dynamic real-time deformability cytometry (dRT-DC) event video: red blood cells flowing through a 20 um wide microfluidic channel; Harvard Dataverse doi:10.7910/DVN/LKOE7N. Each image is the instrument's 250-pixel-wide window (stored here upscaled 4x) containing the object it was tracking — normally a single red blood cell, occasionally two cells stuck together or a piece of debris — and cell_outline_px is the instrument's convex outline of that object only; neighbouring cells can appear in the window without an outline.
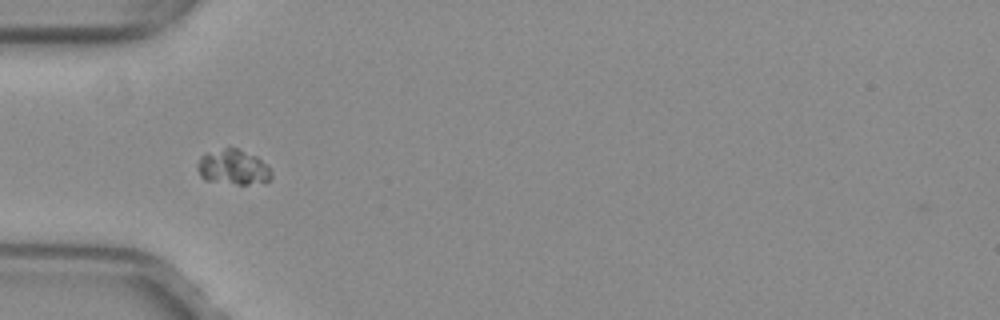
{"species": "common noctule bat (a hibernating species)", "species_latin": "Nyctalus noctula", "temperature_condition": "warm", "stored_images_in_passage": 36, "camera_frame_rate_fps": 3000, "um_per_image_px": 0.085, "animal": {"sex": "female", "body_mass_g": 29.2, "forearm_length_mm": 56.3}, "frame": {"image": 1, "passage_image": 1, "time_ms": 0.0, "image_size_px": [1000, 320], "cell_outline_px": [[272, 176], [264, 184], [236, 184], [204, 180], [200, 176], [196, 168], [196, 164], [200, 156], [224, 148], [236, 148], [256, 156], [268, 164], [272, 172]], "centroid_in_image_um": [19.83, 14.23], "position_along_channel_um": 65.2, "area_um2": 15.32}}
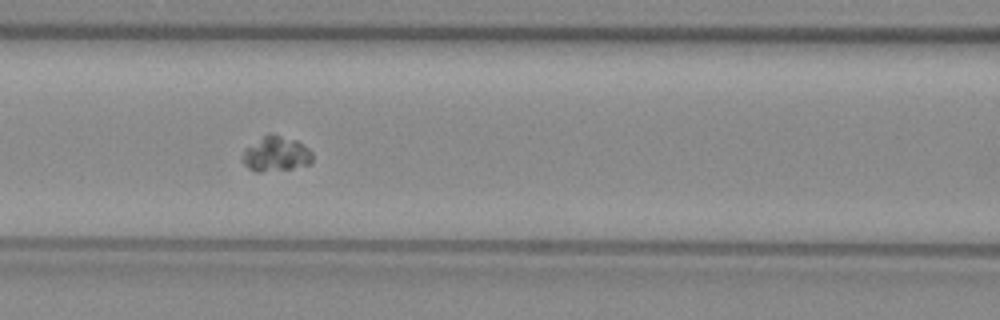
{"frame": {"image": 2, "passage_image": 7, "time_ms": 2.0, "image_size_px": [1000, 320], "cell_outline_px": [[312, 164], [292, 168], [260, 172], [256, 172], [248, 168], [244, 164], [244, 148], [264, 136], [280, 136], [296, 140], [308, 148], [312, 152]], "centroid_in_image_um": [23.48, 13.12], "position_along_channel_um": 143.1, "area_um2": 13.87}}
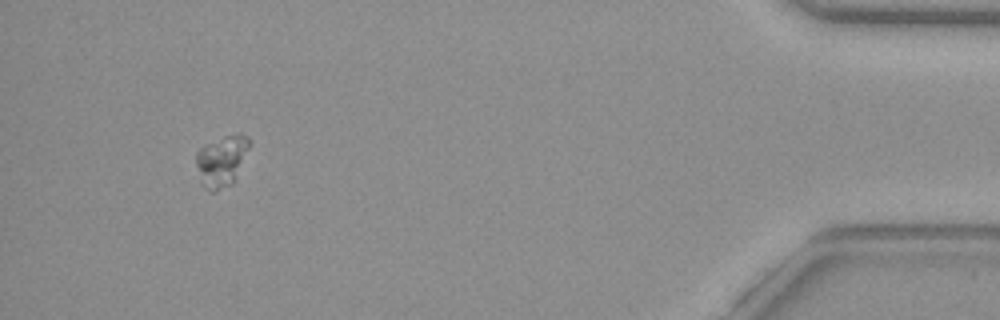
{"frame": {"image": 3, "passage_image": 33, "time_ms": 10.667, "image_size_px": [1000, 320], "cell_outline_px": [[252, 144], [232, 184], [216, 192], [208, 192], [200, 184], [196, 164], [196, 152], [200, 148], [224, 136], [236, 132], [240, 132], [248, 136], [252, 140]], "centroid_in_image_um": [18.86, 13.67], "position_along_channel_um": 416.3, "area_um2": 16.3}}